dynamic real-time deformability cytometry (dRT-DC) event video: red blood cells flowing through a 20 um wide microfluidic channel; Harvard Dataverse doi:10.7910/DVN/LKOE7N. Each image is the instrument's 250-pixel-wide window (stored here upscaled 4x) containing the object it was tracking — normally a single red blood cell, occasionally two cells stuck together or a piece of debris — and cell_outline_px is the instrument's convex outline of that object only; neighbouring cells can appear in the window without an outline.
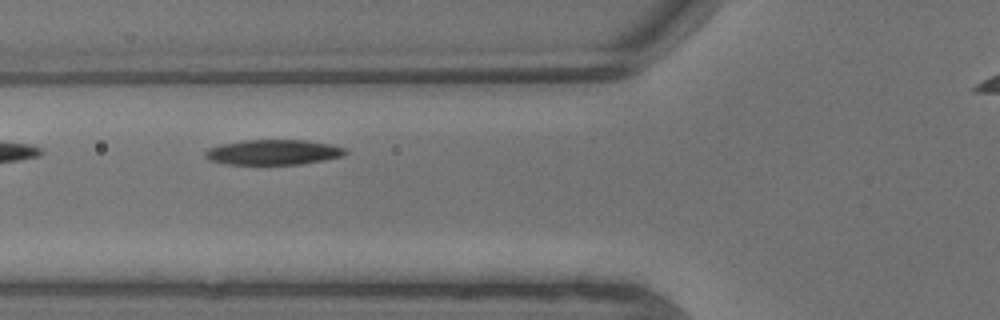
{"species": "common noctule bat (a hibernating species)", "species_latin": "Nyctalus noctula", "temperature_condition": "warm", "stored_images_in_passage": 6, "camera_frame_rate_fps": 3000, "um_per_image_px": 0.085, "animal": {"sex": "male", "body_mass_g": 13.3}, "frame": {"image": 1, "passage_image": 5, "time_ms": 1.333, "image_size_px": [1000, 320], "cell_outline_px": [[348, 152], [344, 156], [324, 160], [300, 164], [228, 164], [208, 160], [204, 156], [204, 152], [208, 148], [220, 144], [244, 140], [304, 140], [328, 144], [344, 148]], "centroid_in_image_um": [23.2, 12.94], "position_along_channel_um": 102.6, "area_um2": 20.52}}
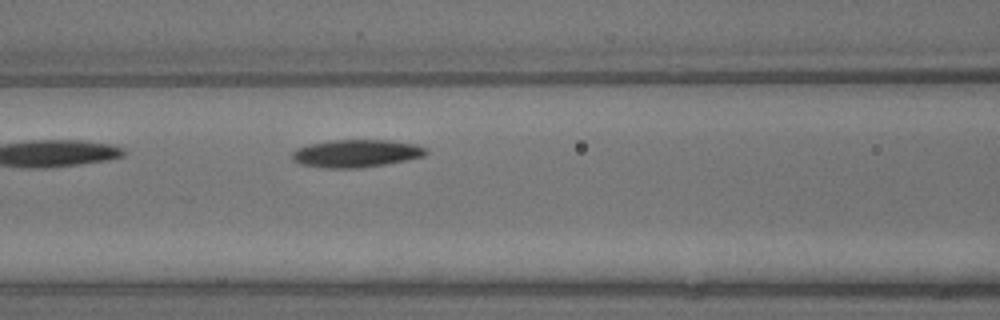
{"frame": {"image": 2, "passage_image": 6, "time_ms": 1.667, "image_size_px": [1000, 320], "cell_outline_px": [[428, 152], [424, 156], [408, 160], [360, 168], [320, 168], [300, 164], [292, 160], [292, 152], [296, 148], [328, 140], [388, 140], [416, 144], [428, 148]], "centroid_in_image_um": [30.28, 13.04], "position_along_channel_um": 136.3, "area_um2": 21.79}}